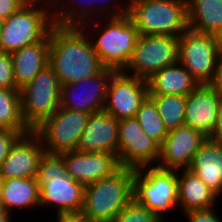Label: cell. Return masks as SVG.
Here are the masks:
<instances>
[{"instance_id":"484cf974","label":"cell","mask_w":222,"mask_h":222,"mask_svg":"<svg viewBox=\"0 0 222 222\" xmlns=\"http://www.w3.org/2000/svg\"><path fill=\"white\" fill-rule=\"evenodd\" d=\"M94 6L95 0H54L51 10L53 23L58 26H81L86 22H92L90 20L94 19L93 15L97 13V7L93 8Z\"/></svg>"},{"instance_id":"5bb4252c","label":"cell","mask_w":222,"mask_h":222,"mask_svg":"<svg viewBox=\"0 0 222 222\" xmlns=\"http://www.w3.org/2000/svg\"><path fill=\"white\" fill-rule=\"evenodd\" d=\"M115 72L113 69L104 68L91 78L61 85L60 107L87 114L103 111L108 84Z\"/></svg>"},{"instance_id":"7a4b0ae2","label":"cell","mask_w":222,"mask_h":222,"mask_svg":"<svg viewBox=\"0 0 222 222\" xmlns=\"http://www.w3.org/2000/svg\"><path fill=\"white\" fill-rule=\"evenodd\" d=\"M103 19L105 25L102 22ZM99 21L100 23H97ZM102 21L99 18L97 22L95 20L94 31L90 27L92 23L89 24V22L82 24L80 27L88 35L90 34L89 38L91 39L93 49L97 53L101 64L105 68L123 71L132 57L133 50L140 36L139 31L128 14L120 17H107V19L104 17Z\"/></svg>"},{"instance_id":"5b68a950","label":"cell","mask_w":222,"mask_h":222,"mask_svg":"<svg viewBox=\"0 0 222 222\" xmlns=\"http://www.w3.org/2000/svg\"><path fill=\"white\" fill-rule=\"evenodd\" d=\"M140 35L179 37L188 29L186 0H128V13Z\"/></svg>"},{"instance_id":"ba28073f","label":"cell","mask_w":222,"mask_h":222,"mask_svg":"<svg viewBox=\"0 0 222 222\" xmlns=\"http://www.w3.org/2000/svg\"><path fill=\"white\" fill-rule=\"evenodd\" d=\"M19 91L22 117L31 131L60 108L61 84L49 64Z\"/></svg>"},{"instance_id":"8fae6325","label":"cell","mask_w":222,"mask_h":222,"mask_svg":"<svg viewBox=\"0 0 222 222\" xmlns=\"http://www.w3.org/2000/svg\"><path fill=\"white\" fill-rule=\"evenodd\" d=\"M176 62H178V37L140 35L123 72L128 71L129 75L148 80L154 73Z\"/></svg>"},{"instance_id":"e575fe53","label":"cell","mask_w":222,"mask_h":222,"mask_svg":"<svg viewBox=\"0 0 222 222\" xmlns=\"http://www.w3.org/2000/svg\"><path fill=\"white\" fill-rule=\"evenodd\" d=\"M24 6L22 0H0V18L6 20Z\"/></svg>"},{"instance_id":"ffe728a7","label":"cell","mask_w":222,"mask_h":222,"mask_svg":"<svg viewBox=\"0 0 222 222\" xmlns=\"http://www.w3.org/2000/svg\"><path fill=\"white\" fill-rule=\"evenodd\" d=\"M11 55L15 85L21 90L49 64V35L43 41L25 46Z\"/></svg>"},{"instance_id":"30bf717a","label":"cell","mask_w":222,"mask_h":222,"mask_svg":"<svg viewBox=\"0 0 222 222\" xmlns=\"http://www.w3.org/2000/svg\"><path fill=\"white\" fill-rule=\"evenodd\" d=\"M90 114L59 108L34 132L47 153L61 154L77 150Z\"/></svg>"},{"instance_id":"7c38bea8","label":"cell","mask_w":222,"mask_h":222,"mask_svg":"<svg viewBox=\"0 0 222 222\" xmlns=\"http://www.w3.org/2000/svg\"><path fill=\"white\" fill-rule=\"evenodd\" d=\"M118 139L120 167L137 169L158 163L160 145L144 132L135 117L118 120Z\"/></svg>"},{"instance_id":"ac0fdd59","label":"cell","mask_w":222,"mask_h":222,"mask_svg":"<svg viewBox=\"0 0 222 222\" xmlns=\"http://www.w3.org/2000/svg\"><path fill=\"white\" fill-rule=\"evenodd\" d=\"M221 99L208 84H199L186 96L185 125L209 138L217 124Z\"/></svg>"},{"instance_id":"836d02e7","label":"cell","mask_w":222,"mask_h":222,"mask_svg":"<svg viewBox=\"0 0 222 222\" xmlns=\"http://www.w3.org/2000/svg\"><path fill=\"white\" fill-rule=\"evenodd\" d=\"M214 207L206 210H192L184 213L188 222H222L220 216L214 212ZM221 220V221H220Z\"/></svg>"},{"instance_id":"83f0119b","label":"cell","mask_w":222,"mask_h":222,"mask_svg":"<svg viewBox=\"0 0 222 222\" xmlns=\"http://www.w3.org/2000/svg\"><path fill=\"white\" fill-rule=\"evenodd\" d=\"M168 132L185 125L186 96L177 94L149 95Z\"/></svg>"},{"instance_id":"d590c367","label":"cell","mask_w":222,"mask_h":222,"mask_svg":"<svg viewBox=\"0 0 222 222\" xmlns=\"http://www.w3.org/2000/svg\"><path fill=\"white\" fill-rule=\"evenodd\" d=\"M208 85L222 98V49L218 55L213 79Z\"/></svg>"},{"instance_id":"d6a6232c","label":"cell","mask_w":222,"mask_h":222,"mask_svg":"<svg viewBox=\"0 0 222 222\" xmlns=\"http://www.w3.org/2000/svg\"><path fill=\"white\" fill-rule=\"evenodd\" d=\"M104 0H95V5L98 7V8H96L97 9V14L98 13H100V14H103L102 16H99V14H98V17L100 18L101 17V19L102 18H107V17H120V16H122V15H125V14H127L128 13V1L127 0H124V1H126L127 3H126V5H121L120 4V2L118 1V0H105L104 2H103ZM101 2V3H100ZM106 2V3H105ZM111 4V5H110ZM120 4V5H119ZM114 5H115V7H114ZM120 6V7H118V9H115V8H117L116 6ZM108 6V7H107ZM112 8V10H110V7ZM105 7V8H104ZM114 7V8H113ZM108 10V12H106L105 10ZM102 10V11H101ZM112 11V12H111ZM105 15V16H104Z\"/></svg>"},{"instance_id":"4316f807","label":"cell","mask_w":222,"mask_h":222,"mask_svg":"<svg viewBox=\"0 0 222 222\" xmlns=\"http://www.w3.org/2000/svg\"><path fill=\"white\" fill-rule=\"evenodd\" d=\"M0 129L31 132L22 117L21 96L18 89L0 88Z\"/></svg>"},{"instance_id":"6da1fadb","label":"cell","mask_w":222,"mask_h":222,"mask_svg":"<svg viewBox=\"0 0 222 222\" xmlns=\"http://www.w3.org/2000/svg\"><path fill=\"white\" fill-rule=\"evenodd\" d=\"M49 65L59 83H75L99 74L105 67L80 26L54 25L49 33Z\"/></svg>"},{"instance_id":"44dd1931","label":"cell","mask_w":222,"mask_h":222,"mask_svg":"<svg viewBox=\"0 0 222 222\" xmlns=\"http://www.w3.org/2000/svg\"><path fill=\"white\" fill-rule=\"evenodd\" d=\"M218 197L222 193V145L209 138L194 154L190 167Z\"/></svg>"},{"instance_id":"f1b7e54d","label":"cell","mask_w":222,"mask_h":222,"mask_svg":"<svg viewBox=\"0 0 222 222\" xmlns=\"http://www.w3.org/2000/svg\"><path fill=\"white\" fill-rule=\"evenodd\" d=\"M144 132L161 145L168 135L156 104L148 96L134 116Z\"/></svg>"},{"instance_id":"9c48e42d","label":"cell","mask_w":222,"mask_h":222,"mask_svg":"<svg viewBox=\"0 0 222 222\" xmlns=\"http://www.w3.org/2000/svg\"><path fill=\"white\" fill-rule=\"evenodd\" d=\"M221 49V38L188 28L178 37V62L191 73L198 84H209Z\"/></svg>"},{"instance_id":"8992f818","label":"cell","mask_w":222,"mask_h":222,"mask_svg":"<svg viewBox=\"0 0 222 222\" xmlns=\"http://www.w3.org/2000/svg\"><path fill=\"white\" fill-rule=\"evenodd\" d=\"M133 199L166 222L165 213L178 205L177 170L157 166L134 169Z\"/></svg>"},{"instance_id":"f35d334b","label":"cell","mask_w":222,"mask_h":222,"mask_svg":"<svg viewBox=\"0 0 222 222\" xmlns=\"http://www.w3.org/2000/svg\"><path fill=\"white\" fill-rule=\"evenodd\" d=\"M22 2L25 5L41 6L43 4L42 6L44 8L51 9V10H52L53 4H54V0H22Z\"/></svg>"},{"instance_id":"2e32d148","label":"cell","mask_w":222,"mask_h":222,"mask_svg":"<svg viewBox=\"0 0 222 222\" xmlns=\"http://www.w3.org/2000/svg\"><path fill=\"white\" fill-rule=\"evenodd\" d=\"M61 156L68 175L84 187L111 176L120 168L117 157L109 152L73 150L61 153Z\"/></svg>"},{"instance_id":"4fadbf2b","label":"cell","mask_w":222,"mask_h":222,"mask_svg":"<svg viewBox=\"0 0 222 222\" xmlns=\"http://www.w3.org/2000/svg\"><path fill=\"white\" fill-rule=\"evenodd\" d=\"M148 96L147 80L116 71L108 84L104 111L117 120L133 118Z\"/></svg>"},{"instance_id":"8d00e7d4","label":"cell","mask_w":222,"mask_h":222,"mask_svg":"<svg viewBox=\"0 0 222 222\" xmlns=\"http://www.w3.org/2000/svg\"><path fill=\"white\" fill-rule=\"evenodd\" d=\"M56 216L57 222H92L81 211L58 213Z\"/></svg>"},{"instance_id":"74e56055","label":"cell","mask_w":222,"mask_h":222,"mask_svg":"<svg viewBox=\"0 0 222 222\" xmlns=\"http://www.w3.org/2000/svg\"><path fill=\"white\" fill-rule=\"evenodd\" d=\"M209 139L222 145V99L219 106L217 124Z\"/></svg>"},{"instance_id":"277c9868","label":"cell","mask_w":222,"mask_h":222,"mask_svg":"<svg viewBox=\"0 0 222 222\" xmlns=\"http://www.w3.org/2000/svg\"><path fill=\"white\" fill-rule=\"evenodd\" d=\"M134 169L120 167L111 176L84 187L82 213L92 222H113L133 200Z\"/></svg>"},{"instance_id":"603a6c76","label":"cell","mask_w":222,"mask_h":222,"mask_svg":"<svg viewBox=\"0 0 222 222\" xmlns=\"http://www.w3.org/2000/svg\"><path fill=\"white\" fill-rule=\"evenodd\" d=\"M149 95L177 94L187 96L199 84L179 62L154 73L148 80Z\"/></svg>"},{"instance_id":"f546056e","label":"cell","mask_w":222,"mask_h":222,"mask_svg":"<svg viewBox=\"0 0 222 222\" xmlns=\"http://www.w3.org/2000/svg\"><path fill=\"white\" fill-rule=\"evenodd\" d=\"M113 222H162L153 212L134 199L122 209Z\"/></svg>"},{"instance_id":"d6986e66","label":"cell","mask_w":222,"mask_h":222,"mask_svg":"<svg viewBox=\"0 0 222 222\" xmlns=\"http://www.w3.org/2000/svg\"><path fill=\"white\" fill-rule=\"evenodd\" d=\"M77 150L80 152H109L118 159V120L104 110L90 114Z\"/></svg>"},{"instance_id":"e0dca14e","label":"cell","mask_w":222,"mask_h":222,"mask_svg":"<svg viewBox=\"0 0 222 222\" xmlns=\"http://www.w3.org/2000/svg\"><path fill=\"white\" fill-rule=\"evenodd\" d=\"M45 152L39 136L34 131L24 134L2 162L0 180L36 178L41 157Z\"/></svg>"},{"instance_id":"9a60e30c","label":"cell","mask_w":222,"mask_h":222,"mask_svg":"<svg viewBox=\"0 0 222 222\" xmlns=\"http://www.w3.org/2000/svg\"><path fill=\"white\" fill-rule=\"evenodd\" d=\"M207 137L187 125L168 132L160 145L157 167L164 170L188 169L194 154Z\"/></svg>"},{"instance_id":"ab89813d","label":"cell","mask_w":222,"mask_h":222,"mask_svg":"<svg viewBox=\"0 0 222 222\" xmlns=\"http://www.w3.org/2000/svg\"><path fill=\"white\" fill-rule=\"evenodd\" d=\"M0 222H12L11 214L0 207Z\"/></svg>"},{"instance_id":"7402d4cb","label":"cell","mask_w":222,"mask_h":222,"mask_svg":"<svg viewBox=\"0 0 222 222\" xmlns=\"http://www.w3.org/2000/svg\"><path fill=\"white\" fill-rule=\"evenodd\" d=\"M177 175L178 206L183 210V214L216 206L218 196L195 173L189 169H181L177 170Z\"/></svg>"},{"instance_id":"60d3db41","label":"cell","mask_w":222,"mask_h":222,"mask_svg":"<svg viewBox=\"0 0 222 222\" xmlns=\"http://www.w3.org/2000/svg\"><path fill=\"white\" fill-rule=\"evenodd\" d=\"M3 23H4V20L0 18V40H1V34H2Z\"/></svg>"},{"instance_id":"3957f363","label":"cell","mask_w":222,"mask_h":222,"mask_svg":"<svg viewBox=\"0 0 222 222\" xmlns=\"http://www.w3.org/2000/svg\"><path fill=\"white\" fill-rule=\"evenodd\" d=\"M36 180L40 207L58 208L56 214L82 211L84 186L68 175L61 154L44 153Z\"/></svg>"},{"instance_id":"d4e9b609","label":"cell","mask_w":222,"mask_h":222,"mask_svg":"<svg viewBox=\"0 0 222 222\" xmlns=\"http://www.w3.org/2000/svg\"><path fill=\"white\" fill-rule=\"evenodd\" d=\"M188 28L222 39V0H186Z\"/></svg>"},{"instance_id":"1f68e13d","label":"cell","mask_w":222,"mask_h":222,"mask_svg":"<svg viewBox=\"0 0 222 222\" xmlns=\"http://www.w3.org/2000/svg\"><path fill=\"white\" fill-rule=\"evenodd\" d=\"M29 132H20L19 130L0 129V166L5 160L16 142Z\"/></svg>"},{"instance_id":"52a82bcc","label":"cell","mask_w":222,"mask_h":222,"mask_svg":"<svg viewBox=\"0 0 222 222\" xmlns=\"http://www.w3.org/2000/svg\"><path fill=\"white\" fill-rule=\"evenodd\" d=\"M51 9L25 5L4 20L0 51L12 53L25 46L43 41L54 26Z\"/></svg>"},{"instance_id":"4dcf8cb0","label":"cell","mask_w":222,"mask_h":222,"mask_svg":"<svg viewBox=\"0 0 222 222\" xmlns=\"http://www.w3.org/2000/svg\"><path fill=\"white\" fill-rule=\"evenodd\" d=\"M0 88L17 89L13 74L11 53L0 51Z\"/></svg>"},{"instance_id":"cb8c5ba5","label":"cell","mask_w":222,"mask_h":222,"mask_svg":"<svg viewBox=\"0 0 222 222\" xmlns=\"http://www.w3.org/2000/svg\"><path fill=\"white\" fill-rule=\"evenodd\" d=\"M1 208L12 214V209L40 208L39 186L36 178H7L0 180Z\"/></svg>"}]
</instances>
